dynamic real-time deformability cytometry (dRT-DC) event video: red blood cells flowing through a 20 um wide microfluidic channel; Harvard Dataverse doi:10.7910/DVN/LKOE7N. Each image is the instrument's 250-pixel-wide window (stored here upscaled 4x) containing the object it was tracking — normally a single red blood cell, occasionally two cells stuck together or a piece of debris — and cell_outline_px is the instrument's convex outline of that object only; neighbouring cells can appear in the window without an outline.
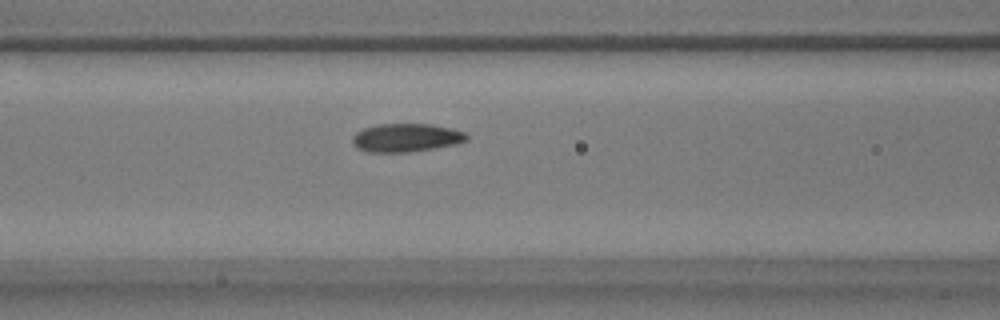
{"species": "common noctule bat (a hibernating species)", "species_latin": "Nyctalus noctula", "temperature_condition": "warm", "stored_images_in_passage": 37, "camera_frame_rate_fps": 3000, "um_per_image_px": 0.085, "animal": {"sex": "male", "body_mass_g": 17.9}, "frame": {"image": 1, "passage_image": 14, "time_ms": 4.333, "image_size_px": [1000, 320], "cell_outline_px": [[468, 140], [456, 144], [408, 152], [368, 152], [356, 148], [352, 140], [352, 136], [356, 132], [364, 128], [380, 124], [432, 124], [452, 128], [464, 132], [468, 136]], "centroid_in_image_um": [34.52, 11.7], "position_along_channel_um": 132.1, "area_um2": 18.84}}
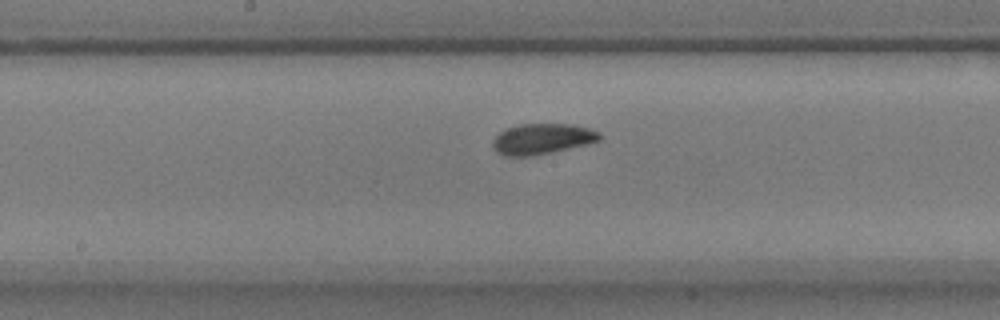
{"frame": {"image": 2, "passage_image": 20, "time_ms": 6.333, "image_size_px": [1000, 320], "cell_outline_px": [[600, 140], [552, 152], [532, 156], [504, 156], [496, 152], [492, 148], [492, 140], [500, 132], [508, 128], [520, 124], [572, 124], [588, 128], [600, 132]], "centroid_in_image_um": [46.03, 11.81], "position_along_channel_um": 202.2, "area_um2": 18.96}}
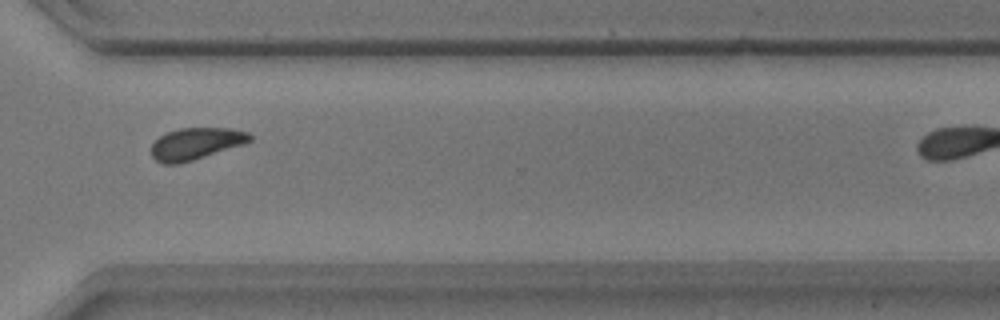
{"frame": {"image": 3, "passage_image": 33, "time_ms": 10.667, "image_size_px": [1000, 320], "cell_outline_px": [[252, 140], [244, 144], [192, 160], [176, 164], [164, 164], [156, 160], [152, 156], [152, 144], [160, 136], [168, 132], [180, 128], [232, 128], [248, 132], [252, 136]], "centroid_in_image_um": [16.67, 12.2], "position_along_channel_um": 353.9, "area_um2": 18.09}}